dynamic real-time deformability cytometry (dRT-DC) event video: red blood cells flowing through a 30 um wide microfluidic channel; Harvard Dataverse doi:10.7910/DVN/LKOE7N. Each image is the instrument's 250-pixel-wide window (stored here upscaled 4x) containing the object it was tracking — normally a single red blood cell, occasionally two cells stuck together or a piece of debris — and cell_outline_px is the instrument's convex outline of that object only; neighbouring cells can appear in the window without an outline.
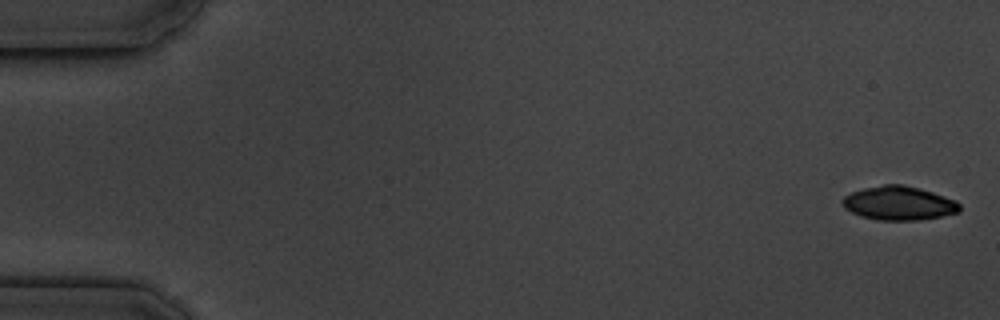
{"species": "common noctule bat (a hibernating species)", "species_latin": "Nyctalus noctula", "temperature_condition": "cold", "stored_images_in_passage": 4, "camera_frame_rate_fps": 3000, "um_per_image_px": 0.085, "animal": {"sex": "male", "body_mass_g": 19.5, "forearm_length_mm": 54.6}, "frame": {"image": 1, "passage_image": 1, "time_ms": 0.0, "image_size_px": [1000, 320], "cell_outline_px": [[960, 212], [940, 216], [916, 220], [876, 220], [860, 216], [844, 208], [840, 200], [844, 196], [852, 192], [864, 188], [884, 184], [904, 184], [920, 188], [956, 200], [960, 204]], "centroid_in_image_um": [76.38, 17.26], "position_along_channel_um": 8.6, "area_um2": 23.24}}